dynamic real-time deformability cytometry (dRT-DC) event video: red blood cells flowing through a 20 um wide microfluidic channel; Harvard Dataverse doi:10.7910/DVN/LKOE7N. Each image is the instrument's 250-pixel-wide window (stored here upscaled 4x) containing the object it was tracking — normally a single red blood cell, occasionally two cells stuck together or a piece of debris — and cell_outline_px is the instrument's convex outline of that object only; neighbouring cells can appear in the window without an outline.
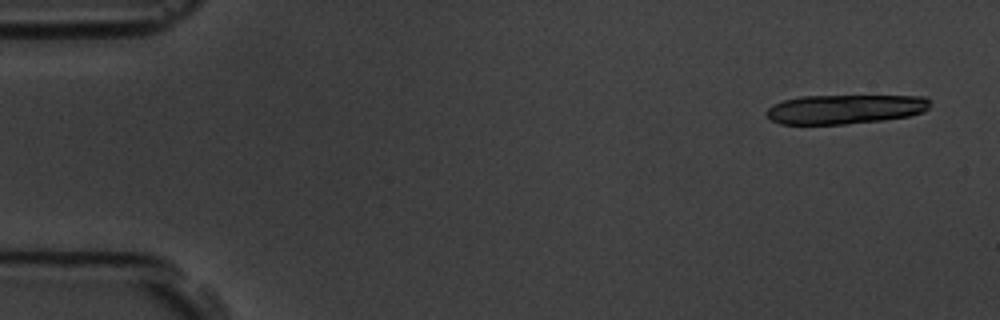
{"species": "common noctule bat (a hibernating species)", "species_latin": "Nyctalus noctula", "temperature_condition": "room temperature", "stored_images_in_passage": 15, "camera_frame_rate_fps": 3000, "um_per_image_px": 0.085, "animal": {"sex": "male", "body_mass_g": 19.5, "forearm_length_mm": 54.6}, "frame": {"image": 1, "passage_image": 1, "time_ms": 0.0, "image_size_px": [1000, 320], "cell_outline_px": [[928, 108], [924, 112], [908, 116], [884, 120], [844, 124], [780, 124], [772, 120], [764, 112], [772, 104], [784, 100], [800, 96], [924, 96], [928, 100]], "centroid_in_image_um": [71.79, 9.28], "position_along_channel_um": 13.2, "area_um2": 27.92}}
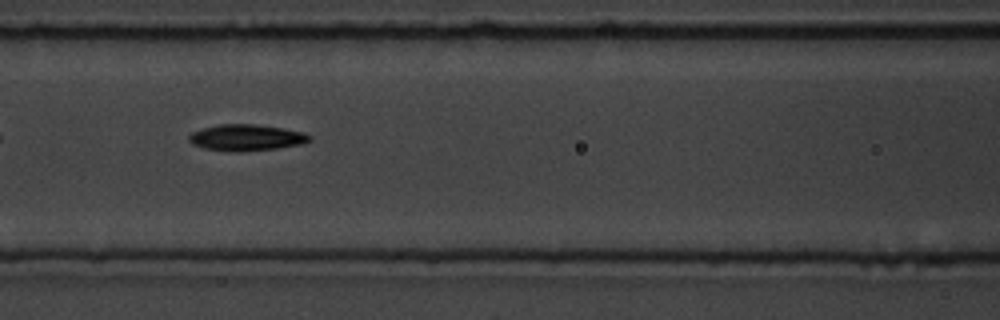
{"frame": {"image": 2, "passage_image": 7, "time_ms": 7.0, "image_size_px": [1000, 320], "cell_outline_px": [[312, 140], [304, 144], [276, 148], [240, 152], [232, 152], [204, 148], [192, 144], [188, 140], [188, 136], [192, 132], [204, 128], [220, 124], [252, 124], [284, 128], [304, 132], [312, 136]], "centroid_in_image_um": [20.97, 11.7], "position_along_channel_um": 145.6, "area_um2": 18.61}}
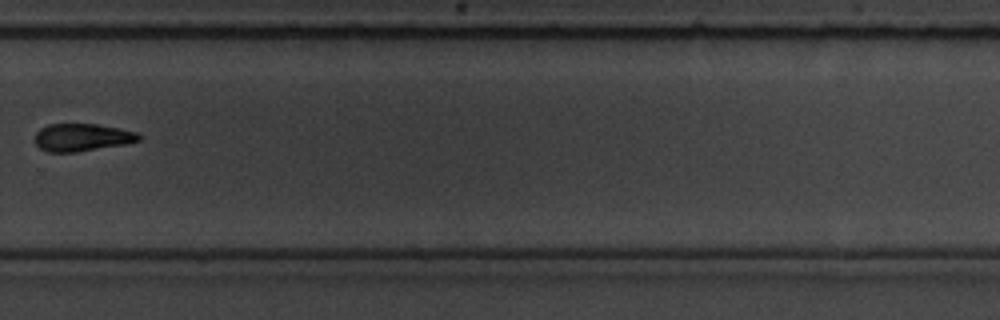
{"frame": {"image": 3, "passage_image": 11, "time_ms": 11.667, "image_size_px": [1000, 320], "cell_outline_px": [[140, 140], [124, 144], [76, 152], [48, 152], [40, 148], [36, 144], [36, 132], [40, 128], [48, 124], [96, 124], [120, 128], [136, 132], [140, 136]], "centroid_in_image_um": [6.95, 11.67], "position_along_channel_um": 322.8, "area_um2": 16.59}, "authors_computed_cell_mechanics": {"area_um2": 18.3804, "velocity_mm_per_s": 3.8094, "shape_relaxation_time_tau1_ms": 5.2406, "shape_relaxation_time_tau2_ms": null, "deformation_change_tau1": 0.1273, "deformation_change_tau2": null}}